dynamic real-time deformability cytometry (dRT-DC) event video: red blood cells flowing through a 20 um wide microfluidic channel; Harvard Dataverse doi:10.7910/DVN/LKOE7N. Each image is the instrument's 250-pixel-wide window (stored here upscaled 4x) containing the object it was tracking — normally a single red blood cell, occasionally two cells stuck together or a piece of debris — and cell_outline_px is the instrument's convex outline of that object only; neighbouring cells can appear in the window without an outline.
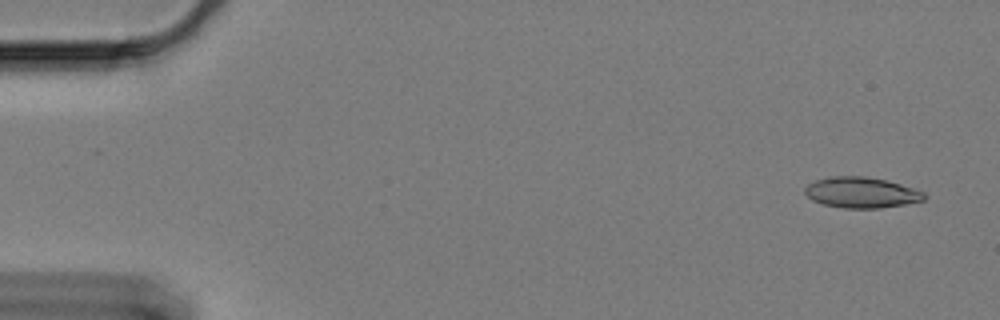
{"species": "Egyptian fruit bat (a non-hibernating species)", "species_latin": "Rousettus aegyptiacus", "temperature_condition": "cold", "stored_images_in_passage": 17, "camera_frame_rate_fps": 3000, "um_per_image_px": 0.085, "animal": {"sex": "female"}, "frame": {"image": 1, "passage_image": 1, "time_ms": 0.0, "image_size_px": [1000, 320], "cell_outline_px": [[928, 196], [924, 200], [904, 204], [880, 208], [844, 208], [824, 204], [812, 200], [804, 192], [804, 188], [808, 184], [816, 180], [832, 176], [864, 176], [884, 180], [900, 184], [924, 192]], "centroid_in_image_um": [73.21, 16.36], "position_along_channel_um": 11.8, "area_um2": 21.21}}
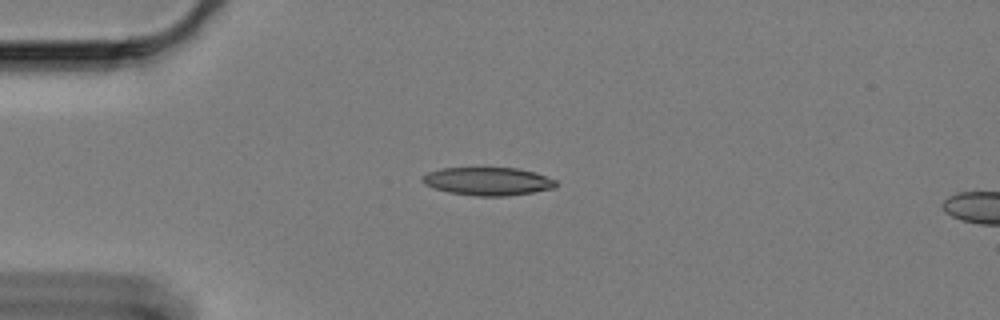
{"frame": {"image": 2, "passage_image": 13, "time_ms": 4.0, "image_size_px": [1000, 320], "cell_outline_px": [[556, 188], [508, 196], [476, 196], [448, 192], [424, 184], [420, 180], [420, 176], [428, 172], [440, 168], [516, 168], [532, 172], [556, 180]], "centroid_in_image_um": [41.42, 15.41], "position_along_channel_um": 43.6, "area_um2": 21.79}}